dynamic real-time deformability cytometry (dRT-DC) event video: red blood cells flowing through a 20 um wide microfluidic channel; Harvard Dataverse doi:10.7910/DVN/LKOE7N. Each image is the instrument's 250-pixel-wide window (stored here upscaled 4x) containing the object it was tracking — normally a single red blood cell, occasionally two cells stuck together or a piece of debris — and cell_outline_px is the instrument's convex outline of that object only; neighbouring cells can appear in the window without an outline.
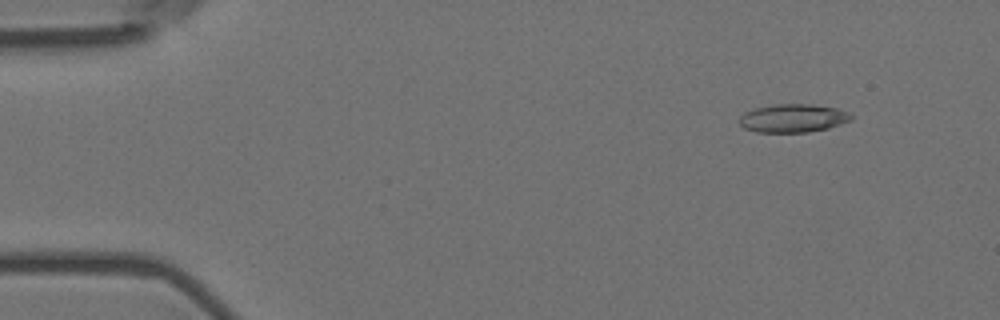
{"species": "Egyptian fruit bat (a non-hibernating species)", "species_latin": "Rousettus aegyptiacus", "temperature_condition": "room temperature", "stored_images_in_passage": 6, "camera_frame_rate_fps": 3000, "um_per_image_px": 0.085, "animal": {"sex": "female"}, "frame": {"image": 1, "passage_image": 2, "time_ms": 0.333, "image_size_px": [1000, 320], "cell_outline_px": [[852, 120], [828, 128], [808, 132], [756, 132], [744, 128], [740, 124], [740, 116], [744, 112], [756, 108], [776, 104], [808, 104], [836, 108], [848, 112], [852, 116]], "centroid_in_image_um": [67.4, 10.05], "position_along_channel_um": 17.6, "area_um2": 18.32}}
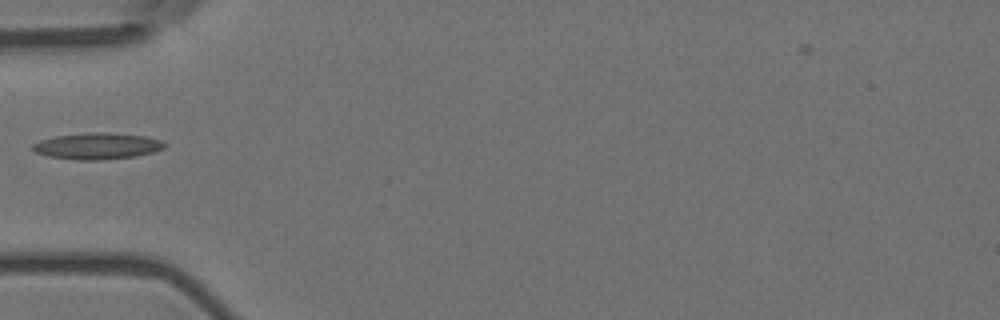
{"frame": {"image": 2, "passage_image": 5, "time_ms": 1.333, "image_size_px": [1000, 320], "cell_outline_px": [[168, 144], [164, 148], [152, 152], [136, 156], [100, 160], [76, 160], [48, 156], [36, 152], [32, 148], [32, 144], [40, 140], [56, 136], [88, 132], [104, 132], [144, 136], [160, 140]], "centroid_in_image_um": [8.26, 12.41], "position_along_channel_um": 76.7, "area_um2": 20.23}}
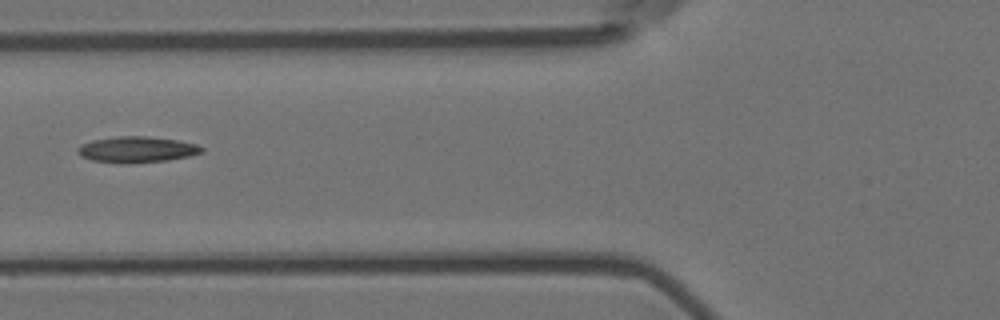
{"frame": {"image": 3, "passage_image": 6, "time_ms": 1.667, "image_size_px": [1000, 320], "cell_outline_px": [[204, 152], [188, 156], [168, 160], [132, 164], [124, 164], [92, 160], [80, 156], [76, 152], [76, 148], [80, 144], [92, 140], [116, 136], [148, 136], [176, 140], [196, 144], [204, 148]], "centroid_in_image_um": [11.59, 12.71], "position_along_channel_um": 114.2, "area_um2": 19.07}}